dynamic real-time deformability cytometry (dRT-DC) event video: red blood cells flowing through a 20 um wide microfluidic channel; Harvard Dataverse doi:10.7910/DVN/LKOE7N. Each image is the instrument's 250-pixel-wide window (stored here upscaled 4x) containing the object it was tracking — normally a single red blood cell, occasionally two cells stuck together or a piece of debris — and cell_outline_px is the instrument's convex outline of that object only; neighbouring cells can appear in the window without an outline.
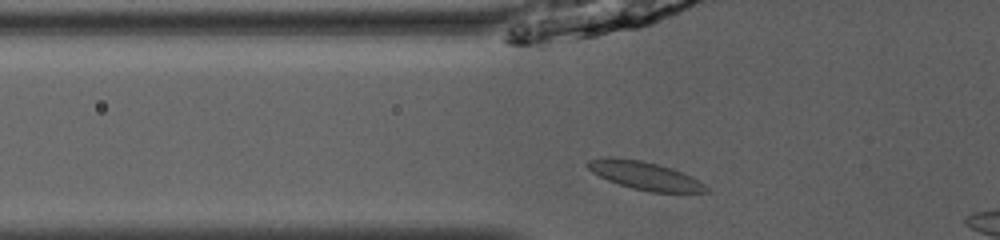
{"species": "common noctule bat (a hibernating species)", "species_latin": "Nyctalus noctula", "temperature_condition": "room temperature", "stored_images_in_passage": 30, "camera_frame_rate_fps": 3000, "um_per_image_px": 0.085, "animal": {"sex": "male", "body_mass_g": 13.0, "forearm_length_mm": 53.1}, "frame": {"image": 1, "passage_image": 2, "time_ms": 0.333, "image_size_px": [1000, 240], "cell_outline_px": [[712, 192], [648, 192], [632, 188], [608, 180], [592, 172], [584, 164], [588, 160], [604, 156], [612, 156], [640, 160], [660, 164], [684, 172], [700, 180]], "centroid_in_image_um": [54.81, 14.91], "position_along_channel_um": 71.0, "area_um2": 19.77}}
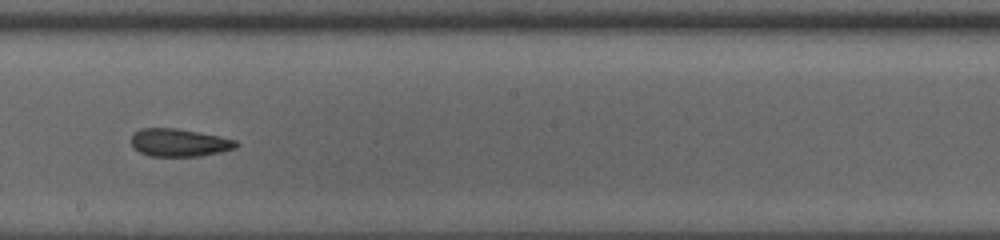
{"frame": {"image": 2, "passage_image": 14, "time_ms": 4.333, "image_size_px": [1000, 240], "cell_outline_px": [[240, 144], [236, 148], [220, 152], [200, 156], [152, 156], [140, 152], [132, 144], [132, 136], [140, 128], [176, 128], [200, 132], [220, 136], [236, 140]], "centroid_in_image_um": [15.29, 12.12], "position_along_channel_um": 232.9, "area_um2": 16.94}}
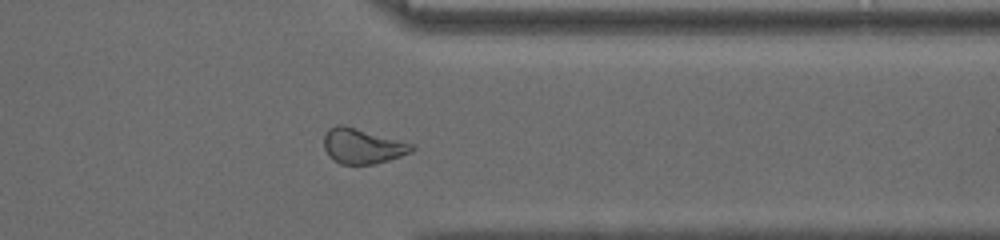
{"frame": {"image": 3, "passage_image": 25, "time_ms": 8.0, "image_size_px": [1000, 240], "cell_outline_px": [[416, 148], [412, 152], [388, 160], [372, 164], [340, 164], [332, 160], [328, 156], [324, 148], [324, 136], [328, 128], [336, 124], [344, 124], [416, 144]], "centroid_in_image_um": [30.81, 12.4], "position_along_channel_um": 380.6, "area_um2": 18.38}}